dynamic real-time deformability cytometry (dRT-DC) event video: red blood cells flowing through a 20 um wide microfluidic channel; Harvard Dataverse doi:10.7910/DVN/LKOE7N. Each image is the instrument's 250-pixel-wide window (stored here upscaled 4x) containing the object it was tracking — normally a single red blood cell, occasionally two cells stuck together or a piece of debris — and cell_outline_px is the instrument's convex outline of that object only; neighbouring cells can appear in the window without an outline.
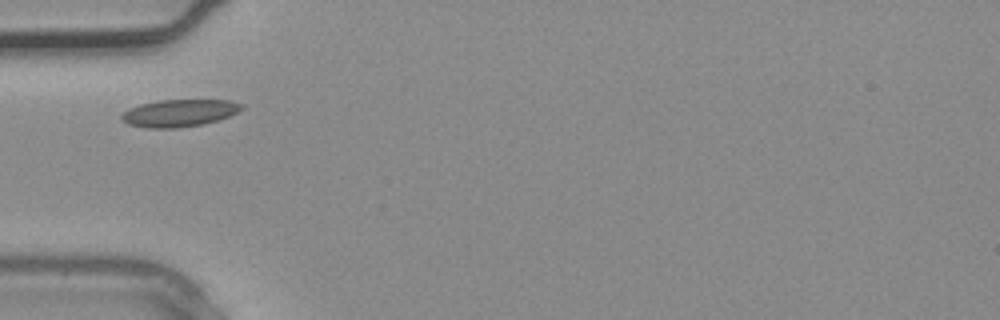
{"species": "common noctule bat (a hibernating species)", "species_latin": "Nyctalus noctula", "temperature_condition": "warm", "stored_images_in_passage": 1, "camera_frame_rate_fps": 3000, "um_per_image_px": 0.085, "animal": {"sex": "male", "body_mass_g": 20.4}, "frame": {"image": 1, "passage_image": 1, "time_ms": 0.0, "image_size_px": [1000, 320], "cell_outline_px": [[244, 108], [220, 120], [204, 124], [180, 128], [148, 128], [128, 124], [120, 120], [120, 116], [128, 108], [140, 104], [160, 100], [232, 100], [244, 104]], "centroid_in_image_um": [15.24, 9.61], "position_along_channel_um": 69.8, "area_um2": 19.31}}